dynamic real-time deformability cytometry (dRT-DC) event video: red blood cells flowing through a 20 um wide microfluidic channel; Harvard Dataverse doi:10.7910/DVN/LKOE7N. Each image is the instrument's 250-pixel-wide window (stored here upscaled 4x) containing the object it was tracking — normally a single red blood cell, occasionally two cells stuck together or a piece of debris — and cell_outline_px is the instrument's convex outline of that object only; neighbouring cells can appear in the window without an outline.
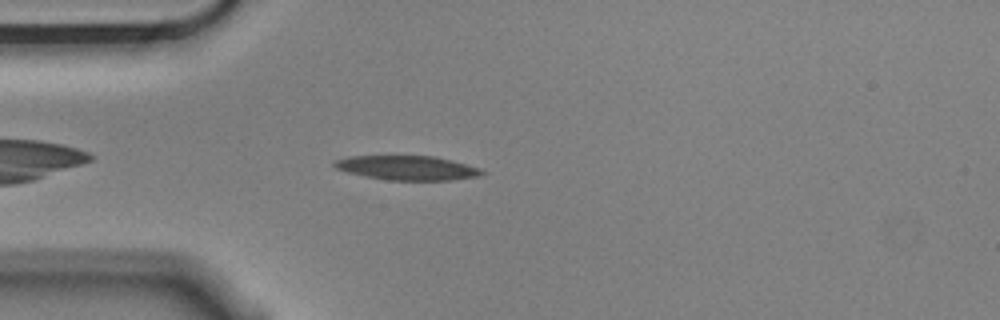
{"species": "Egyptian fruit bat (a non-hibernating species)", "species_latin": "Rousettus aegyptiacus", "temperature_condition": "cold", "stored_images_in_passage": 5, "camera_frame_rate_fps": 3000, "um_per_image_px": 0.085, "animal": {"sex": "male"}, "frame": {"image": 1, "passage_image": 4, "time_ms": 1.0, "image_size_px": [1000, 320], "cell_outline_px": [[488, 172], [480, 176], [452, 180], [388, 180], [348, 172], [336, 168], [332, 164], [336, 160], [348, 156], [432, 156], [480, 168]], "centroid_in_image_um": [34.64, 14.27], "position_along_channel_um": 50.4, "area_um2": 20.63}}